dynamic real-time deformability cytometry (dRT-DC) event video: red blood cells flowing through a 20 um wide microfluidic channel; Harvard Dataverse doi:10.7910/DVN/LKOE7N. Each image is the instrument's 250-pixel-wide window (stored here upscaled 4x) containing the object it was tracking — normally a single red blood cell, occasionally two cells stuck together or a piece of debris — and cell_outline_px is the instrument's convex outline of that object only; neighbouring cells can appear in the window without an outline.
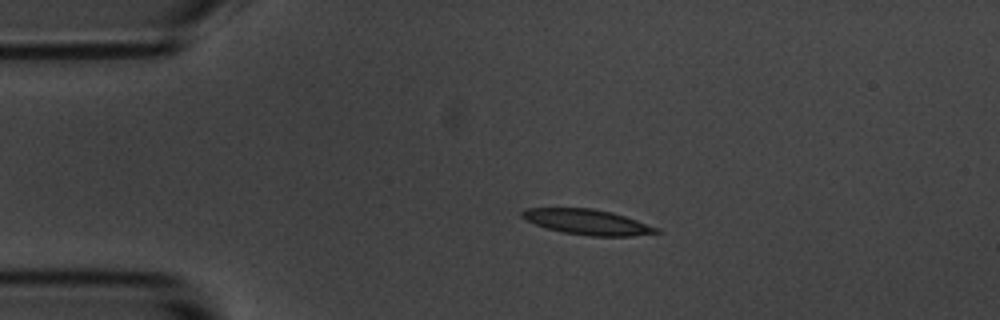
{"species": "common noctule bat (a hibernating species)", "species_latin": "Nyctalus noctula", "temperature_condition": "room temperature", "stored_images_in_passage": 45, "camera_frame_rate_fps": 3000, "um_per_image_px": 0.085, "animal": {"sex": "male", "body_mass_g": 20.1, "forearm_length_mm": 53.5}, "frame": {"image": 1, "passage_image": 1, "time_ms": 0.0, "image_size_px": [1000, 320], "cell_outline_px": [[660, 232], [632, 236], [592, 236], [564, 232], [548, 228], [536, 224], [520, 216], [520, 212], [528, 208], [592, 208], [612, 212], [660, 228]], "centroid_in_image_um": [49.95, 18.86], "position_along_channel_um": 35.1, "area_um2": 19.54}}
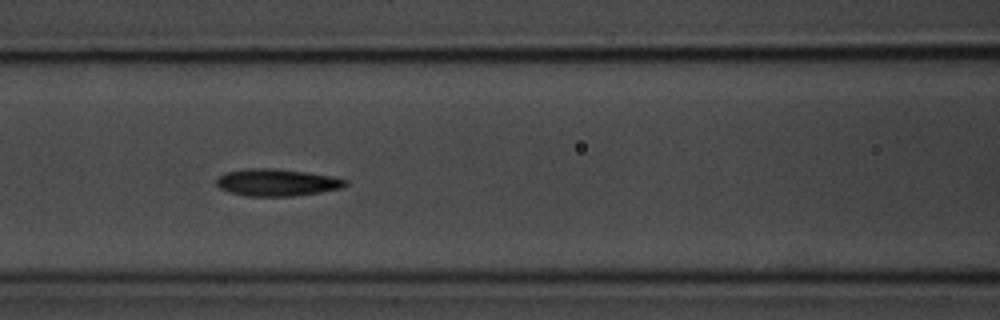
{"frame": {"image": 2, "passage_image": 13, "time_ms": 4.0, "image_size_px": [1000, 320], "cell_outline_px": [[348, 184], [340, 188], [320, 192], [292, 196], [244, 196], [220, 188], [216, 184], [216, 176], [224, 172], [244, 168], [276, 168], [332, 176], [348, 180]], "centroid_in_image_um": [23.49, 15.49], "position_along_channel_um": 143.1, "area_um2": 20.46}}
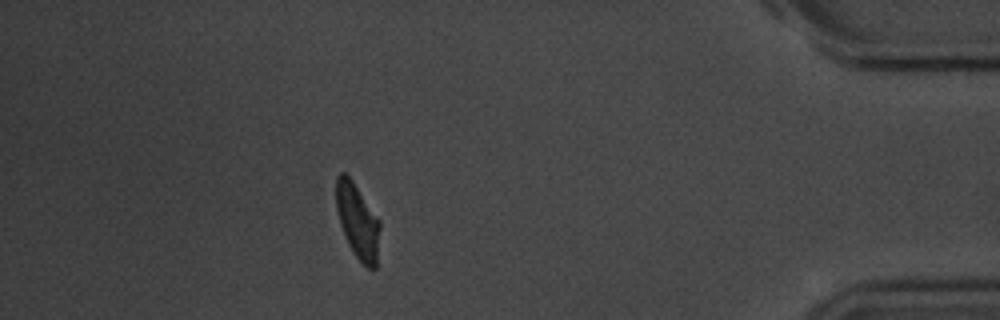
{"frame": {"image": 3, "passage_image": 39, "time_ms": 12.667, "image_size_px": [1000, 320], "cell_outline_px": [[380, 228], [376, 268], [368, 268], [356, 256], [348, 244], [340, 224], [336, 208], [336, 176], [340, 172], [344, 172], [352, 180], [380, 220]], "centroid_in_image_um": [30.39, 18.77], "position_along_channel_um": 404.8, "area_um2": 18.96}, "authors_computed_cell_mechanics": {"area_um2": 19.8832, "velocity_mm_per_s": 3.5809, "shape_relaxation_time_tau1_ms": 2.9182, "shape_relaxation_time_tau2_ms": 2.2267, "deformation_change_tau1": 0.1344, "deformation_change_tau2": 0.0808}}